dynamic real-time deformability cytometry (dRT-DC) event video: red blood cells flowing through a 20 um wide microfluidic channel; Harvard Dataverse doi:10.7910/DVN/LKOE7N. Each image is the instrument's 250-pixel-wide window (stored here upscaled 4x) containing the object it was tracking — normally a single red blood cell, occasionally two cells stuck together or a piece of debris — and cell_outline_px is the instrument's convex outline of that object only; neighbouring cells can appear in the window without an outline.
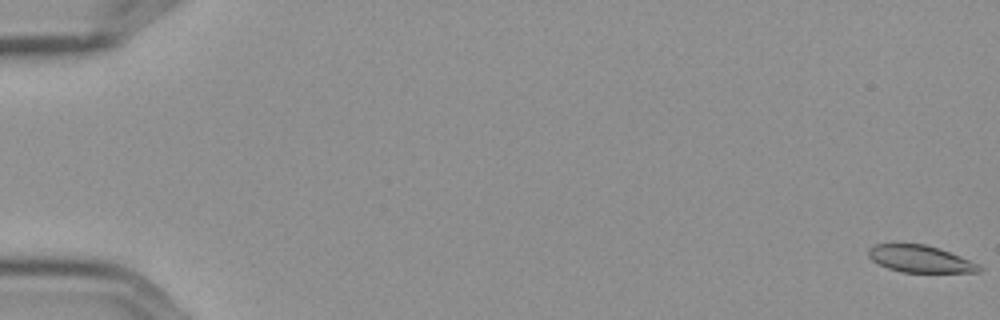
{"species": "Egyptian fruit bat (a non-hibernating species)", "species_latin": "Rousettus aegyptiacus", "temperature_condition": "cold", "stored_images_in_passage": 6, "camera_frame_rate_fps": 3000, "um_per_image_px": 0.085, "frame": {"image": 1, "passage_image": 1, "time_ms": 0.0, "image_size_px": [1000, 320], "cell_outline_px": [[984, 268], [980, 272], [900, 272], [888, 268], [872, 260], [868, 256], [868, 248], [872, 244], [924, 244], [940, 248], [980, 264]], "centroid_in_image_um": [78.23, 22.01], "position_along_channel_um": 6.8, "area_um2": 17.51}}
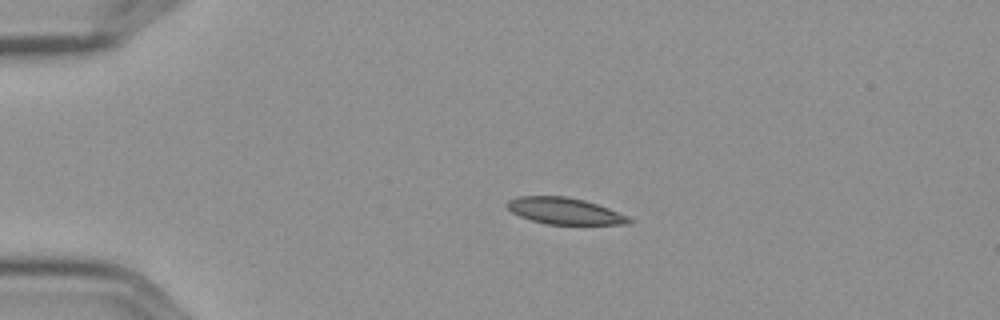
{"frame": {"image": 2, "passage_image": 4, "time_ms": 1.0, "image_size_px": [1000, 320], "cell_outline_px": [[632, 220], [628, 224], [548, 224], [532, 220], [520, 216], [512, 212], [508, 208], [508, 200], [516, 196], [568, 196], [584, 200], [608, 208], [628, 216]], "centroid_in_image_um": [47.98, 17.92], "position_along_channel_um": 37.0, "area_um2": 18.61}}
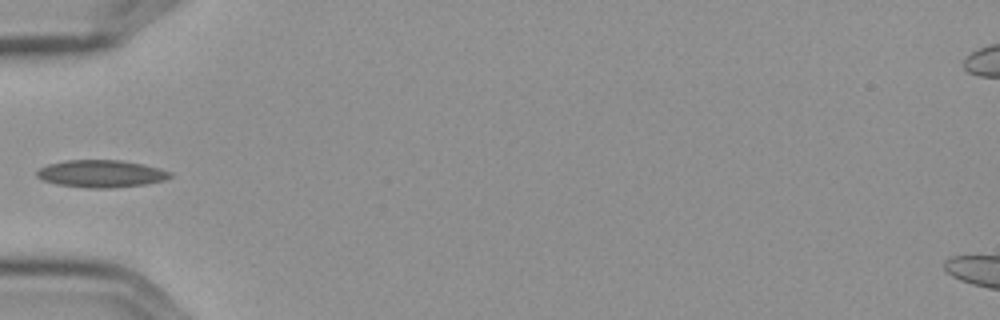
{"frame": {"image": 3, "passage_image": 6, "time_ms": 1.667, "image_size_px": [1000, 320], "cell_outline_px": [[172, 176], [164, 180], [144, 184], [108, 188], [88, 188], [56, 184], [44, 180], [36, 176], [36, 172], [40, 168], [48, 164], [64, 160], [120, 160], [144, 164], [160, 168], [172, 172]], "centroid_in_image_um": [8.6, 14.75], "position_along_channel_um": 76.4, "area_um2": 21.21}}